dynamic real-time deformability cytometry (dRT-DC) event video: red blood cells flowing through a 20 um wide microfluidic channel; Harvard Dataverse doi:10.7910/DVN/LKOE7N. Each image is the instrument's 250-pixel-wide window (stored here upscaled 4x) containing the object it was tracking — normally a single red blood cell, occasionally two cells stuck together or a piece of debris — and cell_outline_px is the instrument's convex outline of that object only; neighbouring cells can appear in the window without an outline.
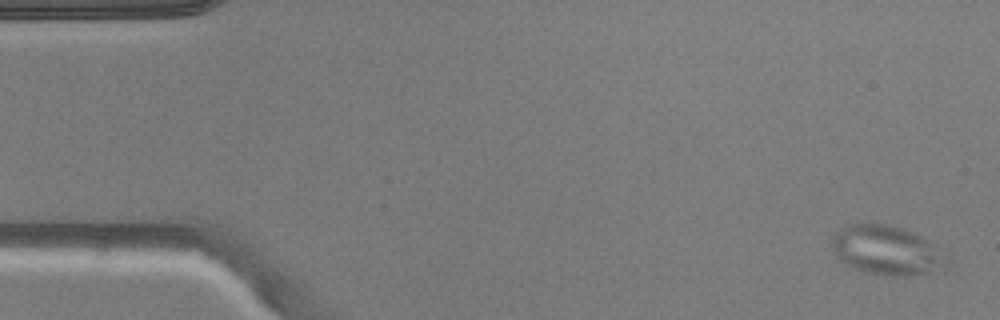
{"species": "common noctule bat (a hibernating species)", "species_latin": "Nyctalus noctula", "temperature_condition": "warm", "stored_images_in_passage": 4, "camera_frame_rate_fps": 3000, "um_per_image_px": 0.085, "animal": {"sex": "male", "body_mass_g": 20.5, "forearm_length_mm": 52.5}, "frame": {"image": 1, "passage_image": 4, "time_ms": 4.333, "image_size_px": [1000, 320], "cell_outline_px": [[952, 260], [944, 272], [904, 276], [896, 276], [868, 272], [856, 268], [840, 260], [836, 256], [832, 244], [832, 236], [840, 228], [848, 224], [884, 224], [900, 228], [912, 232], [952, 252]], "centroid_in_image_um": [75.56, 21.3], "position_along_channel_um": 9.4, "area_um2": 33.81}}